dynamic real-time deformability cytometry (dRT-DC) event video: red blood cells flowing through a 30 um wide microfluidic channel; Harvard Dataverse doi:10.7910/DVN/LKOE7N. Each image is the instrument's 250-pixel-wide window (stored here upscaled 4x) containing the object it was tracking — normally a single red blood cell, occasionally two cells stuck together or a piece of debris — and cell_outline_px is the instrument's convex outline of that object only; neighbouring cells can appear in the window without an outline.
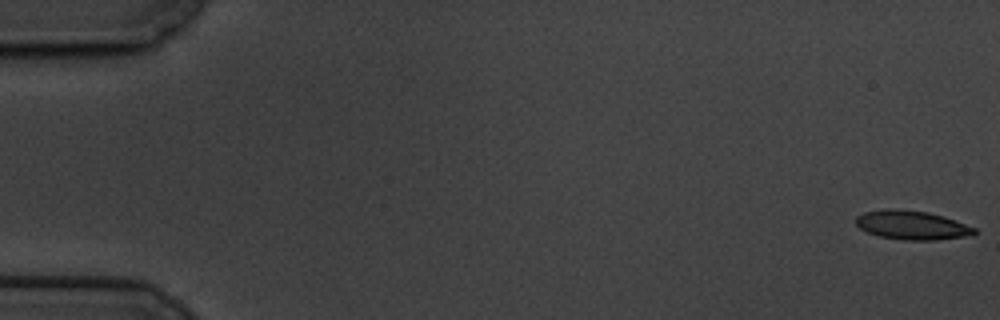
{"species": "common noctule bat (a hibernating species)", "species_latin": "Nyctalus noctula", "temperature_condition": "cold", "stored_images_in_passage": 60, "camera_frame_rate_fps": 3000, "um_per_image_px": 0.085, "animal": {"sex": "male", "body_mass_g": 19.5, "forearm_length_mm": 54.6}, "frame": {"image": 1, "passage_image": 1, "time_ms": 0.0, "image_size_px": [1000, 320], "cell_outline_px": [[980, 232], [972, 236], [936, 240], [904, 240], [880, 236], [868, 232], [860, 228], [856, 224], [856, 216], [864, 212], [884, 208], [900, 208], [928, 212], [944, 216], [956, 220], [976, 228]], "centroid_in_image_um": [77.57, 19.13], "position_along_channel_um": 7.4, "area_um2": 20.4}}
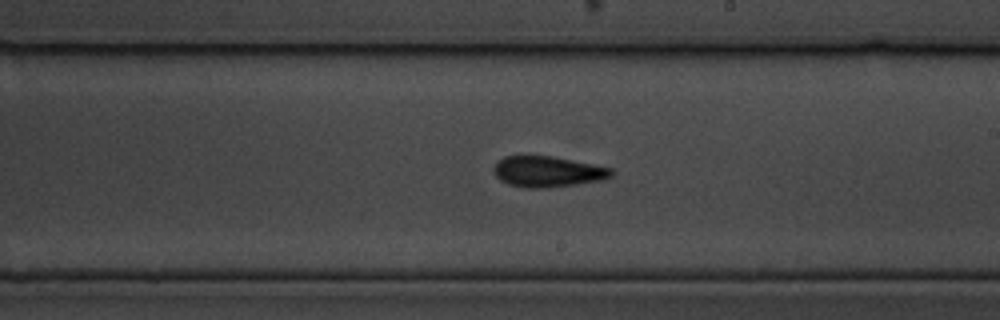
{"frame": {"image": 2, "passage_image": 35, "time_ms": 11.333, "image_size_px": [1000, 320], "cell_outline_px": [[612, 176], [604, 180], [576, 184], [544, 188], [524, 188], [508, 184], [500, 180], [496, 176], [492, 168], [504, 156], [552, 156], [612, 168]], "centroid_in_image_um": [46.54, 14.6], "position_along_channel_um": 242.5, "area_um2": 21.04}}
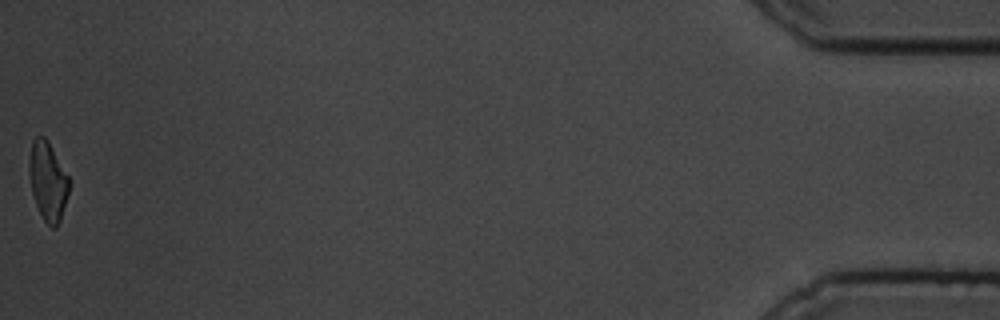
{"frame": {"image": 3, "passage_image": 60, "time_ms": 19.667, "image_size_px": [1000, 320], "cell_outline_px": [[68, 192], [60, 220], [56, 228], [52, 228], [44, 220], [36, 204], [32, 192], [28, 168], [28, 160], [32, 140], [36, 136], [44, 136], [48, 140], [68, 176]], "centroid_in_image_um": [4.04, 15.35], "position_along_channel_um": 431.2, "area_um2": 18.09}, "authors_computed_cell_mechanics": {"area_um2": 19.9988, "velocity_mm_per_s": 3.3767, "shape_relaxation_time_tau1_ms": 3.6542, "shape_relaxation_time_tau2_ms": 5.5362, "deformation_change_tau1": 0.1322, "deformation_change_tau2": 0.1512}}